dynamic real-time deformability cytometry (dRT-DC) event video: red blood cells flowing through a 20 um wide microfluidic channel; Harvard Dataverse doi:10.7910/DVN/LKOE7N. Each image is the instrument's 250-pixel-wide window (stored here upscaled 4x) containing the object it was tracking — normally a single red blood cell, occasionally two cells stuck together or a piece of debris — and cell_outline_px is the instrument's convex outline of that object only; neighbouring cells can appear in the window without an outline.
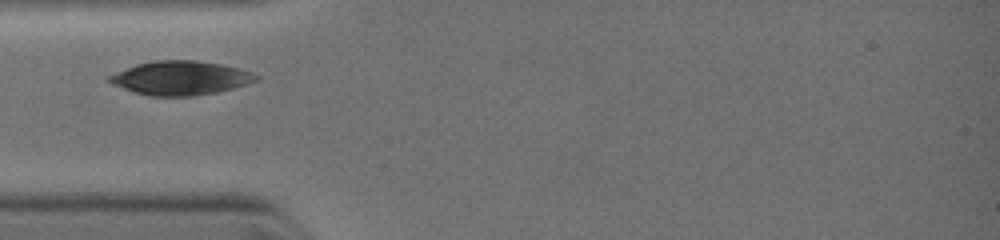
{"species": "common noctule bat (a hibernating species)", "species_latin": "Nyctalus noctula", "temperature_condition": "warm", "stored_images_in_passage": 15, "camera_frame_rate_fps": 3000, "um_per_image_px": 0.085, "animal": {"sex": "female", "body_mass_g": 19.0, "forearm_length_mm": 51.5}, "frame": {"image": 1, "passage_image": 1, "time_ms": 0.0, "image_size_px": [1000, 240], "cell_outline_px": [[260, 80], [232, 88], [216, 92], [192, 96], [152, 96], [136, 92], [112, 84], [104, 80], [108, 76], [136, 64], [156, 60], [196, 60], [220, 64], [252, 72], [260, 76]], "centroid_in_image_um": [15.34, 6.62], "position_along_channel_um": 69.7, "area_um2": 28.84}}
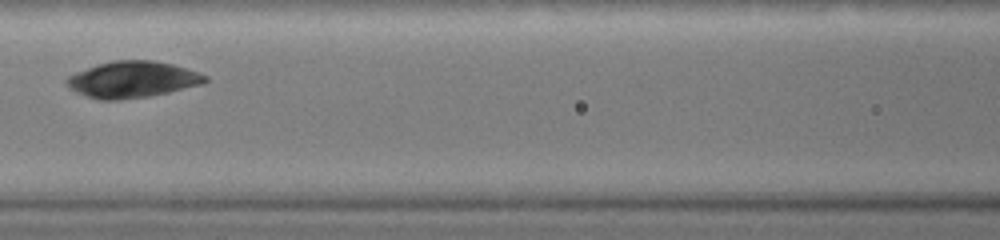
{"frame": {"image": 2, "passage_image": 5, "time_ms": 1.667, "image_size_px": [1000, 240], "cell_outline_px": [[208, 80], [204, 84], [168, 92], [148, 96], [120, 100], [100, 100], [76, 92], [68, 88], [64, 84], [64, 80], [68, 76], [76, 72], [100, 64], [116, 60], [152, 60], [172, 64], [208, 76]], "centroid_in_image_um": [11.23, 6.77], "position_along_channel_um": 155.4, "area_um2": 29.19}}
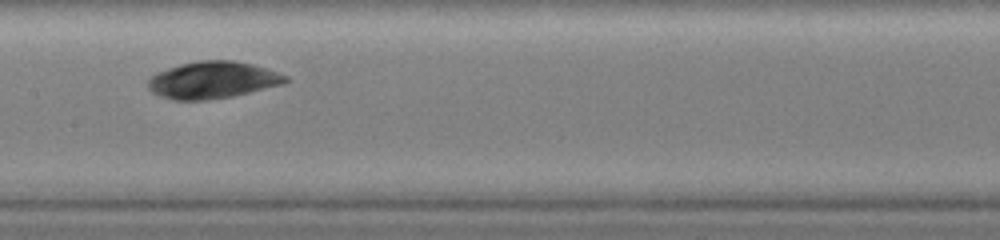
{"frame": {"image": 3, "passage_image": 7, "time_ms": 2.333, "image_size_px": [1000, 240], "cell_outline_px": [[288, 80], [280, 84], [232, 96], [208, 100], [172, 100], [160, 96], [152, 92], [148, 88], [148, 80], [156, 72], [180, 64], [200, 60], [232, 60], [252, 64], [288, 76]], "centroid_in_image_um": [18.01, 6.8], "position_along_channel_um": 189.4, "area_um2": 29.3}}